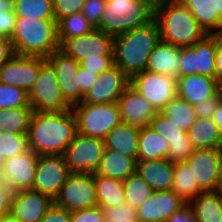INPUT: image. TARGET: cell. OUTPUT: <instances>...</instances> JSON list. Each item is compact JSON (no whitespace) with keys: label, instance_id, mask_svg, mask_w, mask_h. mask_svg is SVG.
Instances as JSON below:
<instances>
[{"label":"cell","instance_id":"obj_26","mask_svg":"<svg viewBox=\"0 0 222 222\" xmlns=\"http://www.w3.org/2000/svg\"><path fill=\"white\" fill-rule=\"evenodd\" d=\"M135 172L136 160L134 158L105 147L95 174L124 181Z\"/></svg>","mask_w":222,"mask_h":222},{"label":"cell","instance_id":"obj_55","mask_svg":"<svg viewBox=\"0 0 222 222\" xmlns=\"http://www.w3.org/2000/svg\"><path fill=\"white\" fill-rule=\"evenodd\" d=\"M216 80L222 85V34L217 35Z\"/></svg>","mask_w":222,"mask_h":222},{"label":"cell","instance_id":"obj_44","mask_svg":"<svg viewBox=\"0 0 222 222\" xmlns=\"http://www.w3.org/2000/svg\"><path fill=\"white\" fill-rule=\"evenodd\" d=\"M196 43L192 46L180 47V77L196 74Z\"/></svg>","mask_w":222,"mask_h":222},{"label":"cell","instance_id":"obj_19","mask_svg":"<svg viewBox=\"0 0 222 222\" xmlns=\"http://www.w3.org/2000/svg\"><path fill=\"white\" fill-rule=\"evenodd\" d=\"M187 205L172 190L154 191L145 203L136 208V217L139 222H166Z\"/></svg>","mask_w":222,"mask_h":222},{"label":"cell","instance_id":"obj_20","mask_svg":"<svg viewBox=\"0 0 222 222\" xmlns=\"http://www.w3.org/2000/svg\"><path fill=\"white\" fill-rule=\"evenodd\" d=\"M122 123L141 127L149 126L158 111L130 85L118 101Z\"/></svg>","mask_w":222,"mask_h":222},{"label":"cell","instance_id":"obj_35","mask_svg":"<svg viewBox=\"0 0 222 222\" xmlns=\"http://www.w3.org/2000/svg\"><path fill=\"white\" fill-rule=\"evenodd\" d=\"M17 18L55 20L53 0H14Z\"/></svg>","mask_w":222,"mask_h":222},{"label":"cell","instance_id":"obj_8","mask_svg":"<svg viewBox=\"0 0 222 222\" xmlns=\"http://www.w3.org/2000/svg\"><path fill=\"white\" fill-rule=\"evenodd\" d=\"M104 149V140L77 132L63 153L70 173L94 174L99 167Z\"/></svg>","mask_w":222,"mask_h":222},{"label":"cell","instance_id":"obj_28","mask_svg":"<svg viewBox=\"0 0 222 222\" xmlns=\"http://www.w3.org/2000/svg\"><path fill=\"white\" fill-rule=\"evenodd\" d=\"M169 143L150 126L141 127L138 140L137 160L167 159Z\"/></svg>","mask_w":222,"mask_h":222},{"label":"cell","instance_id":"obj_32","mask_svg":"<svg viewBox=\"0 0 222 222\" xmlns=\"http://www.w3.org/2000/svg\"><path fill=\"white\" fill-rule=\"evenodd\" d=\"M217 35H206L196 42V74L216 78Z\"/></svg>","mask_w":222,"mask_h":222},{"label":"cell","instance_id":"obj_36","mask_svg":"<svg viewBox=\"0 0 222 222\" xmlns=\"http://www.w3.org/2000/svg\"><path fill=\"white\" fill-rule=\"evenodd\" d=\"M58 41L61 45L66 39L82 36L95 29L91 23L79 12L61 18L57 22Z\"/></svg>","mask_w":222,"mask_h":222},{"label":"cell","instance_id":"obj_63","mask_svg":"<svg viewBox=\"0 0 222 222\" xmlns=\"http://www.w3.org/2000/svg\"><path fill=\"white\" fill-rule=\"evenodd\" d=\"M219 93H220L221 102H222V85L220 86V91H219Z\"/></svg>","mask_w":222,"mask_h":222},{"label":"cell","instance_id":"obj_33","mask_svg":"<svg viewBox=\"0 0 222 222\" xmlns=\"http://www.w3.org/2000/svg\"><path fill=\"white\" fill-rule=\"evenodd\" d=\"M32 113V108L0 110V132L27 134Z\"/></svg>","mask_w":222,"mask_h":222},{"label":"cell","instance_id":"obj_18","mask_svg":"<svg viewBox=\"0 0 222 222\" xmlns=\"http://www.w3.org/2000/svg\"><path fill=\"white\" fill-rule=\"evenodd\" d=\"M54 204L46 194L28 189L13 192L9 214L19 222H38Z\"/></svg>","mask_w":222,"mask_h":222},{"label":"cell","instance_id":"obj_7","mask_svg":"<svg viewBox=\"0 0 222 222\" xmlns=\"http://www.w3.org/2000/svg\"><path fill=\"white\" fill-rule=\"evenodd\" d=\"M28 100L35 112H64L72 109L61 93L54 68L47 60L41 65L36 82L28 92Z\"/></svg>","mask_w":222,"mask_h":222},{"label":"cell","instance_id":"obj_40","mask_svg":"<svg viewBox=\"0 0 222 222\" xmlns=\"http://www.w3.org/2000/svg\"><path fill=\"white\" fill-rule=\"evenodd\" d=\"M0 149L4 152V160L29 150L27 134L0 132Z\"/></svg>","mask_w":222,"mask_h":222},{"label":"cell","instance_id":"obj_21","mask_svg":"<svg viewBox=\"0 0 222 222\" xmlns=\"http://www.w3.org/2000/svg\"><path fill=\"white\" fill-rule=\"evenodd\" d=\"M221 84L216 78L194 74L177 78V96L192 105L216 96Z\"/></svg>","mask_w":222,"mask_h":222},{"label":"cell","instance_id":"obj_61","mask_svg":"<svg viewBox=\"0 0 222 222\" xmlns=\"http://www.w3.org/2000/svg\"><path fill=\"white\" fill-rule=\"evenodd\" d=\"M4 151L0 149V173L2 172L3 169V162H4Z\"/></svg>","mask_w":222,"mask_h":222},{"label":"cell","instance_id":"obj_24","mask_svg":"<svg viewBox=\"0 0 222 222\" xmlns=\"http://www.w3.org/2000/svg\"><path fill=\"white\" fill-rule=\"evenodd\" d=\"M139 133V127L121 122L107 134L105 147L137 161Z\"/></svg>","mask_w":222,"mask_h":222},{"label":"cell","instance_id":"obj_16","mask_svg":"<svg viewBox=\"0 0 222 222\" xmlns=\"http://www.w3.org/2000/svg\"><path fill=\"white\" fill-rule=\"evenodd\" d=\"M129 85L130 79L116 65H113L98 75L95 84L80 103H116Z\"/></svg>","mask_w":222,"mask_h":222},{"label":"cell","instance_id":"obj_48","mask_svg":"<svg viewBox=\"0 0 222 222\" xmlns=\"http://www.w3.org/2000/svg\"><path fill=\"white\" fill-rule=\"evenodd\" d=\"M114 65V59H85L80 66L93 74L99 75Z\"/></svg>","mask_w":222,"mask_h":222},{"label":"cell","instance_id":"obj_17","mask_svg":"<svg viewBox=\"0 0 222 222\" xmlns=\"http://www.w3.org/2000/svg\"><path fill=\"white\" fill-rule=\"evenodd\" d=\"M38 155L32 150L4 160L0 179L14 191L32 189Z\"/></svg>","mask_w":222,"mask_h":222},{"label":"cell","instance_id":"obj_25","mask_svg":"<svg viewBox=\"0 0 222 222\" xmlns=\"http://www.w3.org/2000/svg\"><path fill=\"white\" fill-rule=\"evenodd\" d=\"M207 35L222 34L216 0H180Z\"/></svg>","mask_w":222,"mask_h":222},{"label":"cell","instance_id":"obj_58","mask_svg":"<svg viewBox=\"0 0 222 222\" xmlns=\"http://www.w3.org/2000/svg\"><path fill=\"white\" fill-rule=\"evenodd\" d=\"M2 222H19L16 218L12 217L10 214H7L2 217Z\"/></svg>","mask_w":222,"mask_h":222},{"label":"cell","instance_id":"obj_23","mask_svg":"<svg viewBox=\"0 0 222 222\" xmlns=\"http://www.w3.org/2000/svg\"><path fill=\"white\" fill-rule=\"evenodd\" d=\"M146 71L180 77V48L160 40L148 58Z\"/></svg>","mask_w":222,"mask_h":222},{"label":"cell","instance_id":"obj_56","mask_svg":"<svg viewBox=\"0 0 222 222\" xmlns=\"http://www.w3.org/2000/svg\"><path fill=\"white\" fill-rule=\"evenodd\" d=\"M217 124L220 133L222 134V102L220 101L215 108L211 117Z\"/></svg>","mask_w":222,"mask_h":222},{"label":"cell","instance_id":"obj_49","mask_svg":"<svg viewBox=\"0 0 222 222\" xmlns=\"http://www.w3.org/2000/svg\"><path fill=\"white\" fill-rule=\"evenodd\" d=\"M221 101L220 93L216 96L206 99L202 103L195 104L194 110L197 118H209L212 117L213 112L215 111L216 106Z\"/></svg>","mask_w":222,"mask_h":222},{"label":"cell","instance_id":"obj_42","mask_svg":"<svg viewBox=\"0 0 222 222\" xmlns=\"http://www.w3.org/2000/svg\"><path fill=\"white\" fill-rule=\"evenodd\" d=\"M193 150L194 148L189 139L170 141L167 159L171 163L184 162L192 155Z\"/></svg>","mask_w":222,"mask_h":222},{"label":"cell","instance_id":"obj_12","mask_svg":"<svg viewBox=\"0 0 222 222\" xmlns=\"http://www.w3.org/2000/svg\"><path fill=\"white\" fill-rule=\"evenodd\" d=\"M69 174L63 155L38 156L32 190L49 195L54 200Z\"/></svg>","mask_w":222,"mask_h":222},{"label":"cell","instance_id":"obj_60","mask_svg":"<svg viewBox=\"0 0 222 222\" xmlns=\"http://www.w3.org/2000/svg\"><path fill=\"white\" fill-rule=\"evenodd\" d=\"M153 6H156L160 3L170 2V1H177V0H148Z\"/></svg>","mask_w":222,"mask_h":222},{"label":"cell","instance_id":"obj_57","mask_svg":"<svg viewBox=\"0 0 222 222\" xmlns=\"http://www.w3.org/2000/svg\"><path fill=\"white\" fill-rule=\"evenodd\" d=\"M0 11H14V0H0Z\"/></svg>","mask_w":222,"mask_h":222},{"label":"cell","instance_id":"obj_1","mask_svg":"<svg viewBox=\"0 0 222 222\" xmlns=\"http://www.w3.org/2000/svg\"><path fill=\"white\" fill-rule=\"evenodd\" d=\"M77 134V122L71 110L33 111L27 133L28 147L38 156L63 155Z\"/></svg>","mask_w":222,"mask_h":222},{"label":"cell","instance_id":"obj_41","mask_svg":"<svg viewBox=\"0 0 222 222\" xmlns=\"http://www.w3.org/2000/svg\"><path fill=\"white\" fill-rule=\"evenodd\" d=\"M103 212L105 222H139L136 209L126 202L117 207L103 208Z\"/></svg>","mask_w":222,"mask_h":222},{"label":"cell","instance_id":"obj_62","mask_svg":"<svg viewBox=\"0 0 222 222\" xmlns=\"http://www.w3.org/2000/svg\"><path fill=\"white\" fill-rule=\"evenodd\" d=\"M218 191L222 194V174H221V178H220V183H219Z\"/></svg>","mask_w":222,"mask_h":222},{"label":"cell","instance_id":"obj_2","mask_svg":"<svg viewBox=\"0 0 222 222\" xmlns=\"http://www.w3.org/2000/svg\"><path fill=\"white\" fill-rule=\"evenodd\" d=\"M160 32L155 20L113 38V59L129 79L146 70L148 58L160 42Z\"/></svg>","mask_w":222,"mask_h":222},{"label":"cell","instance_id":"obj_50","mask_svg":"<svg viewBox=\"0 0 222 222\" xmlns=\"http://www.w3.org/2000/svg\"><path fill=\"white\" fill-rule=\"evenodd\" d=\"M71 212L53 204L38 222H70Z\"/></svg>","mask_w":222,"mask_h":222},{"label":"cell","instance_id":"obj_45","mask_svg":"<svg viewBox=\"0 0 222 222\" xmlns=\"http://www.w3.org/2000/svg\"><path fill=\"white\" fill-rule=\"evenodd\" d=\"M107 0H86L82 7L81 13L96 28L103 15V10Z\"/></svg>","mask_w":222,"mask_h":222},{"label":"cell","instance_id":"obj_47","mask_svg":"<svg viewBox=\"0 0 222 222\" xmlns=\"http://www.w3.org/2000/svg\"><path fill=\"white\" fill-rule=\"evenodd\" d=\"M15 11H0V37L11 40L16 24Z\"/></svg>","mask_w":222,"mask_h":222},{"label":"cell","instance_id":"obj_43","mask_svg":"<svg viewBox=\"0 0 222 222\" xmlns=\"http://www.w3.org/2000/svg\"><path fill=\"white\" fill-rule=\"evenodd\" d=\"M86 0H53L54 18L58 22L61 18L81 12Z\"/></svg>","mask_w":222,"mask_h":222},{"label":"cell","instance_id":"obj_46","mask_svg":"<svg viewBox=\"0 0 222 222\" xmlns=\"http://www.w3.org/2000/svg\"><path fill=\"white\" fill-rule=\"evenodd\" d=\"M70 222H105L103 209L99 206L72 211Z\"/></svg>","mask_w":222,"mask_h":222},{"label":"cell","instance_id":"obj_59","mask_svg":"<svg viewBox=\"0 0 222 222\" xmlns=\"http://www.w3.org/2000/svg\"><path fill=\"white\" fill-rule=\"evenodd\" d=\"M217 11H219V20L222 23V0H216Z\"/></svg>","mask_w":222,"mask_h":222},{"label":"cell","instance_id":"obj_9","mask_svg":"<svg viewBox=\"0 0 222 222\" xmlns=\"http://www.w3.org/2000/svg\"><path fill=\"white\" fill-rule=\"evenodd\" d=\"M54 204L70 212L98 206L94 174L70 173L54 199Z\"/></svg>","mask_w":222,"mask_h":222},{"label":"cell","instance_id":"obj_29","mask_svg":"<svg viewBox=\"0 0 222 222\" xmlns=\"http://www.w3.org/2000/svg\"><path fill=\"white\" fill-rule=\"evenodd\" d=\"M188 206L198 222H222V194L219 191L203 192Z\"/></svg>","mask_w":222,"mask_h":222},{"label":"cell","instance_id":"obj_39","mask_svg":"<svg viewBox=\"0 0 222 222\" xmlns=\"http://www.w3.org/2000/svg\"><path fill=\"white\" fill-rule=\"evenodd\" d=\"M149 126L161 136L170 141L188 140L187 132L179 128L168 116L159 111L151 120Z\"/></svg>","mask_w":222,"mask_h":222},{"label":"cell","instance_id":"obj_31","mask_svg":"<svg viewBox=\"0 0 222 222\" xmlns=\"http://www.w3.org/2000/svg\"><path fill=\"white\" fill-rule=\"evenodd\" d=\"M171 190L187 204L205 192L199 186L197 179L194 178L192 167H189L186 161L174 163V178Z\"/></svg>","mask_w":222,"mask_h":222},{"label":"cell","instance_id":"obj_6","mask_svg":"<svg viewBox=\"0 0 222 222\" xmlns=\"http://www.w3.org/2000/svg\"><path fill=\"white\" fill-rule=\"evenodd\" d=\"M77 122V132L85 136L105 140L107 134L121 123L118 103L88 104L72 106Z\"/></svg>","mask_w":222,"mask_h":222},{"label":"cell","instance_id":"obj_38","mask_svg":"<svg viewBox=\"0 0 222 222\" xmlns=\"http://www.w3.org/2000/svg\"><path fill=\"white\" fill-rule=\"evenodd\" d=\"M11 108H32L28 92L20 87L0 83V110Z\"/></svg>","mask_w":222,"mask_h":222},{"label":"cell","instance_id":"obj_10","mask_svg":"<svg viewBox=\"0 0 222 222\" xmlns=\"http://www.w3.org/2000/svg\"><path fill=\"white\" fill-rule=\"evenodd\" d=\"M130 86L158 112L177 96V79L146 70L133 75Z\"/></svg>","mask_w":222,"mask_h":222},{"label":"cell","instance_id":"obj_15","mask_svg":"<svg viewBox=\"0 0 222 222\" xmlns=\"http://www.w3.org/2000/svg\"><path fill=\"white\" fill-rule=\"evenodd\" d=\"M46 60L55 70L59 88L65 100L71 106L82 102L84 94L80 90L79 80L76 76L80 63L60 49L55 50Z\"/></svg>","mask_w":222,"mask_h":222},{"label":"cell","instance_id":"obj_13","mask_svg":"<svg viewBox=\"0 0 222 222\" xmlns=\"http://www.w3.org/2000/svg\"><path fill=\"white\" fill-rule=\"evenodd\" d=\"M194 178L205 191H218L222 174V149H194L186 160Z\"/></svg>","mask_w":222,"mask_h":222},{"label":"cell","instance_id":"obj_4","mask_svg":"<svg viewBox=\"0 0 222 222\" xmlns=\"http://www.w3.org/2000/svg\"><path fill=\"white\" fill-rule=\"evenodd\" d=\"M11 42L15 55L47 58L60 48L57 22L17 18Z\"/></svg>","mask_w":222,"mask_h":222},{"label":"cell","instance_id":"obj_53","mask_svg":"<svg viewBox=\"0 0 222 222\" xmlns=\"http://www.w3.org/2000/svg\"><path fill=\"white\" fill-rule=\"evenodd\" d=\"M166 222H198L191 208L187 205L181 211L173 214Z\"/></svg>","mask_w":222,"mask_h":222},{"label":"cell","instance_id":"obj_54","mask_svg":"<svg viewBox=\"0 0 222 222\" xmlns=\"http://www.w3.org/2000/svg\"><path fill=\"white\" fill-rule=\"evenodd\" d=\"M13 55L14 50L11 40L0 37V67L3 62L9 60Z\"/></svg>","mask_w":222,"mask_h":222},{"label":"cell","instance_id":"obj_3","mask_svg":"<svg viewBox=\"0 0 222 222\" xmlns=\"http://www.w3.org/2000/svg\"><path fill=\"white\" fill-rule=\"evenodd\" d=\"M154 20L158 24L161 41L179 48L192 46L207 35L180 0L154 6Z\"/></svg>","mask_w":222,"mask_h":222},{"label":"cell","instance_id":"obj_52","mask_svg":"<svg viewBox=\"0 0 222 222\" xmlns=\"http://www.w3.org/2000/svg\"><path fill=\"white\" fill-rule=\"evenodd\" d=\"M76 76L79 80L80 90L84 95L92 88L98 78V75L93 74V72L87 71L81 66Z\"/></svg>","mask_w":222,"mask_h":222},{"label":"cell","instance_id":"obj_34","mask_svg":"<svg viewBox=\"0 0 222 222\" xmlns=\"http://www.w3.org/2000/svg\"><path fill=\"white\" fill-rule=\"evenodd\" d=\"M161 112L185 132L197 119L194 105L178 96L173 98Z\"/></svg>","mask_w":222,"mask_h":222},{"label":"cell","instance_id":"obj_51","mask_svg":"<svg viewBox=\"0 0 222 222\" xmlns=\"http://www.w3.org/2000/svg\"><path fill=\"white\" fill-rule=\"evenodd\" d=\"M13 192L8 184L0 179V217L9 214Z\"/></svg>","mask_w":222,"mask_h":222},{"label":"cell","instance_id":"obj_37","mask_svg":"<svg viewBox=\"0 0 222 222\" xmlns=\"http://www.w3.org/2000/svg\"><path fill=\"white\" fill-rule=\"evenodd\" d=\"M125 201L135 209L145 203L153 194L154 190L147 182L135 172L124 181Z\"/></svg>","mask_w":222,"mask_h":222},{"label":"cell","instance_id":"obj_11","mask_svg":"<svg viewBox=\"0 0 222 222\" xmlns=\"http://www.w3.org/2000/svg\"><path fill=\"white\" fill-rule=\"evenodd\" d=\"M113 36L101 30L66 39L60 50L79 63L85 59H113Z\"/></svg>","mask_w":222,"mask_h":222},{"label":"cell","instance_id":"obj_22","mask_svg":"<svg viewBox=\"0 0 222 222\" xmlns=\"http://www.w3.org/2000/svg\"><path fill=\"white\" fill-rule=\"evenodd\" d=\"M136 172L154 191H170L174 178V163L168 159L137 160Z\"/></svg>","mask_w":222,"mask_h":222},{"label":"cell","instance_id":"obj_27","mask_svg":"<svg viewBox=\"0 0 222 222\" xmlns=\"http://www.w3.org/2000/svg\"><path fill=\"white\" fill-rule=\"evenodd\" d=\"M187 136L194 149H222V134L211 117L197 118Z\"/></svg>","mask_w":222,"mask_h":222},{"label":"cell","instance_id":"obj_5","mask_svg":"<svg viewBox=\"0 0 222 222\" xmlns=\"http://www.w3.org/2000/svg\"><path fill=\"white\" fill-rule=\"evenodd\" d=\"M154 20V6L148 0H107L96 29L113 37Z\"/></svg>","mask_w":222,"mask_h":222},{"label":"cell","instance_id":"obj_14","mask_svg":"<svg viewBox=\"0 0 222 222\" xmlns=\"http://www.w3.org/2000/svg\"><path fill=\"white\" fill-rule=\"evenodd\" d=\"M46 58L13 55L0 67V83L25 89L27 92L36 82L41 65Z\"/></svg>","mask_w":222,"mask_h":222},{"label":"cell","instance_id":"obj_30","mask_svg":"<svg viewBox=\"0 0 222 222\" xmlns=\"http://www.w3.org/2000/svg\"><path fill=\"white\" fill-rule=\"evenodd\" d=\"M95 195L98 206L117 207L125 203L123 181L94 173Z\"/></svg>","mask_w":222,"mask_h":222}]
</instances>
